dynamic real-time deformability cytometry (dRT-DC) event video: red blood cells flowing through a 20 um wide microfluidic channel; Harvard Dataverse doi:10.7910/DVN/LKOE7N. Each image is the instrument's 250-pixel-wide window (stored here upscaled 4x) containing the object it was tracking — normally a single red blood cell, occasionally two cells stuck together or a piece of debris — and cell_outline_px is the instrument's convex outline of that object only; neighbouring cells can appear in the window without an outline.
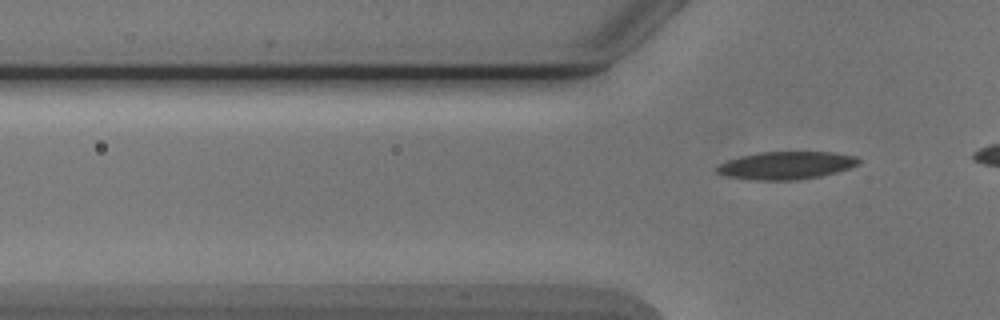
{"species": "Egyptian fruit bat (a non-hibernating species)", "species_latin": "Rousettus aegyptiacus", "temperature_condition": "cold", "stored_images_in_passage": 3, "segment_of_instrument_passage": [2, 2], "camera_frame_rate_fps": 3000, "um_per_image_px": 0.085, "animal": {"sex": "male"}, "frame": {"image": 1, "passage_image": 3, "time_ms": 2.333, "image_size_px": [1000, 320], "cell_outline_px": [[860, 164], [836, 172], [820, 176], [796, 180], [756, 180], [728, 176], [716, 172], [716, 168], [720, 164], [728, 160], [740, 156], [760, 152], [832, 152], [856, 156], [860, 160]], "centroid_in_image_um": [66.84, 14.05], "position_along_channel_um": 59.0, "area_um2": 22.77}}